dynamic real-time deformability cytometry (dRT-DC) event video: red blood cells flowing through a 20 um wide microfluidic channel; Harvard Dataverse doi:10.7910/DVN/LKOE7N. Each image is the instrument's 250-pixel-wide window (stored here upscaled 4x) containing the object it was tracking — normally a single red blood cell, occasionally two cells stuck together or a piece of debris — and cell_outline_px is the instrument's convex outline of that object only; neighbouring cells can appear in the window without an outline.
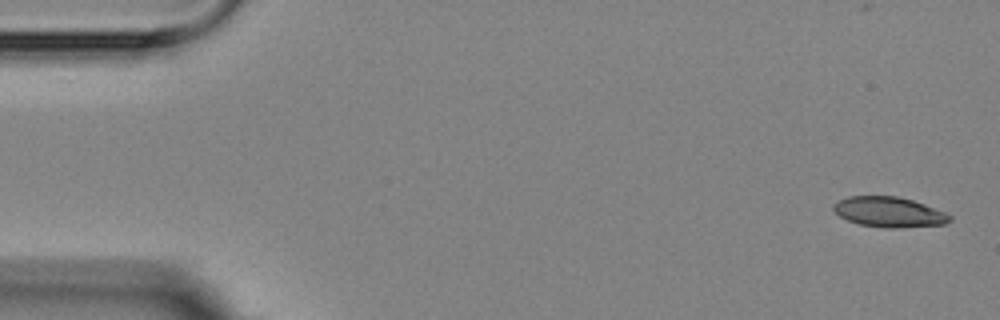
{"species": "Egyptian fruit bat (a non-hibernating species)", "species_latin": "Rousettus aegyptiacus", "temperature_condition": "room temperature", "stored_images_in_passage": 5, "camera_frame_rate_fps": 3000, "um_per_image_px": 0.085, "animal": {"sex": "female"}, "frame": {"image": 1, "passage_image": 1, "time_ms": 0.0, "image_size_px": [1000, 320], "cell_outline_px": [[952, 220], [944, 224], [896, 228], [884, 228], [860, 224], [848, 220], [840, 216], [832, 208], [832, 204], [848, 196], [896, 196], [912, 200], [924, 204], [944, 212], [952, 216]], "centroid_in_image_um": [75.56, 18.02], "position_along_channel_um": 9.4, "area_um2": 20.35}}
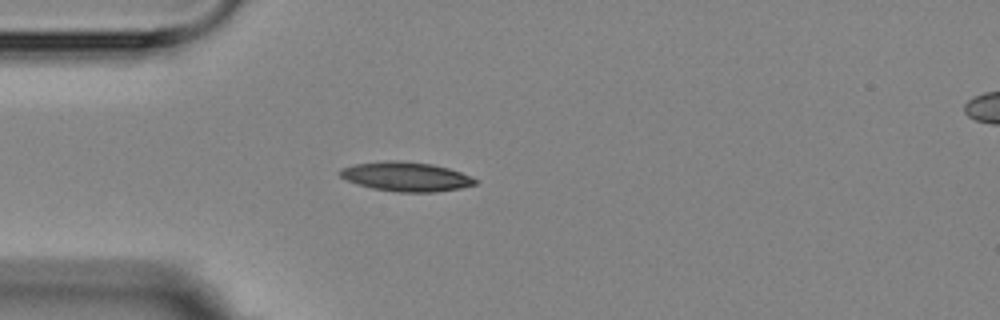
{"frame": {"image": 2, "passage_image": 4, "time_ms": 4.333, "image_size_px": [1000, 320], "cell_outline_px": [[480, 180], [476, 184], [460, 188], [436, 192], [400, 192], [372, 188], [348, 180], [340, 176], [340, 168], [356, 164], [388, 160], [396, 160], [432, 164], [448, 168], [460, 172]], "centroid_in_image_um": [34.55, 15.01], "position_along_channel_um": 50.4, "area_um2": 22.89}}